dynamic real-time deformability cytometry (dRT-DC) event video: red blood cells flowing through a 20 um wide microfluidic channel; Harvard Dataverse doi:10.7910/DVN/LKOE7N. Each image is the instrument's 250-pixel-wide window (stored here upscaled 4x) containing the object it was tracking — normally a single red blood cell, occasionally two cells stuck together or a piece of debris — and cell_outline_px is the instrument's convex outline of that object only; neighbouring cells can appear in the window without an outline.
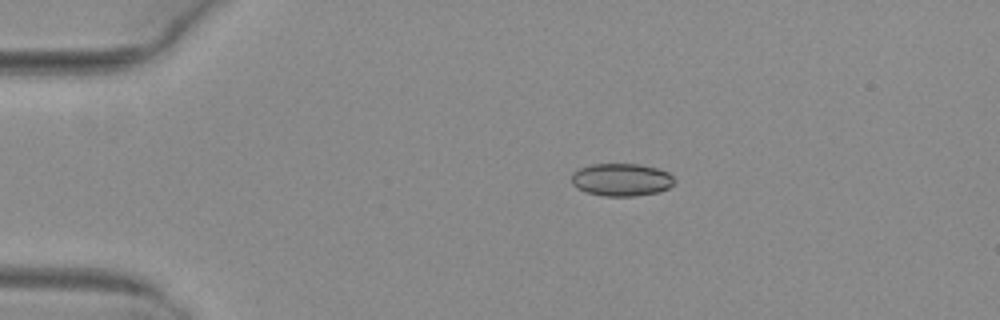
{"species": "common noctule bat (a hibernating species)", "species_latin": "Nyctalus noctula", "temperature_condition": "warm", "stored_images_in_passage": 6, "camera_frame_rate_fps": 3000, "um_per_image_px": 0.085, "animal": {"sex": "female", "body_mass_g": 29.2, "forearm_length_mm": 56.3}, "frame": {"image": 1, "passage_image": 4, "time_ms": 1.0, "image_size_px": [1000, 320], "cell_outline_px": [[676, 180], [668, 188], [660, 192], [632, 196], [604, 196], [588, 192], [576, 188], [572, 184], [572, 172], [580, 168], [592, 164], [640, 164], [656, 168], [668, 172]], "centroid_in_image_um": [52.82, 15.27], "position_along_channel_um": 32.2, "area_um2": 19.59}}
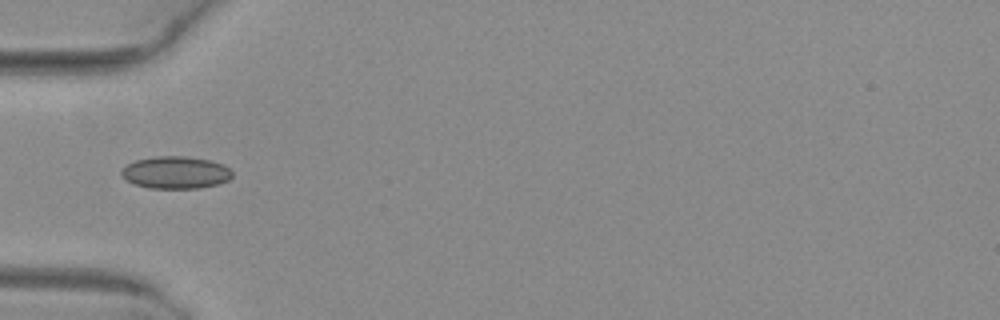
{"frame": {"image": 2, "passage_image": 6, "time_ms": 1.667, "image_size_px": [1000, 320], "cell_outline_px": [[232, 176], [228, 180], [220, 184], [200, 188], [148, 188], [136, 184], [128, 180], [120, 172], [128, 164], [136, 160], [156, 156], [184, 156], [208, 160], [224, 164], [232, 172]], "centroid_in_image_um": [14.97, 14.66], "position_along_channel_um": 70.0, "area_um2": 20.69}}